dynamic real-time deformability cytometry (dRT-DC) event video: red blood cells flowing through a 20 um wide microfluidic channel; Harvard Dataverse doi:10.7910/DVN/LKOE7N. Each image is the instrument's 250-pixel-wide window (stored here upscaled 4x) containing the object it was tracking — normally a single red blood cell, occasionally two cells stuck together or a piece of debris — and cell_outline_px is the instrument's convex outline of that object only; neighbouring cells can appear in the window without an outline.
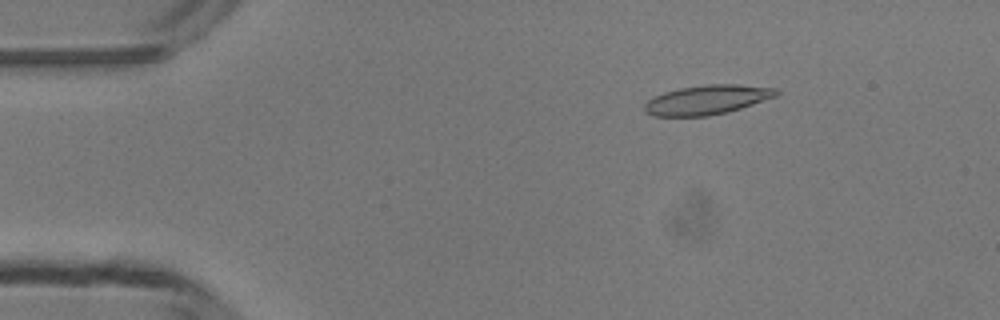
{"species": "common noctule bat (a hibernating species)", "species_latin": "Nyctalus noctula", "temperature_condition": "room temperature", "stored_images_in_passage": 50, "camera_frame_rate_fps": 3000, "um_per_image_px": 0.085, "animal": {"sex": "male", "body_mass_g": 13.3}, "frame": {"image": 1, "passage_image": 8, "time_ms": 2.333, "image_size_px": [1000, 320], "cell_outline_px": [[780, 92], [776, 96], [728, 112], [708, 116], [652, 116], [644, 112], [644, 104], [652, 96], [664, 92], [680, 88], [704, 84], [736, 84], [776, 88]], "centroid_in_image_um": [60.06, 8.48], "position_along_channel_um": 24.9, "area_um2": 22.66}}
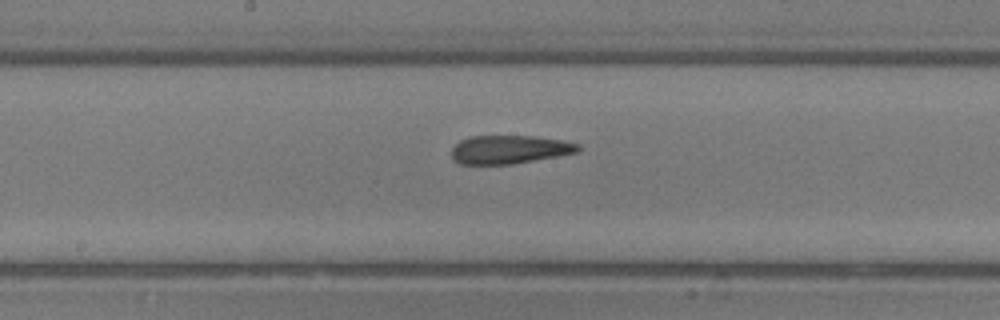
{"frame": {"image": 2, "passage_image": 26, "time_ms": 8.333, "image_size_px": [1000, 320], "cell_outline_px": [[580, 148], [576, 152], [556, 156], [512, 164], [460, 164], [452, 160], [452, 148], [460, 140], [468, 136], [532, 136], [564, 140], [580, 144]], "centroid_in_image_um": [43.27, 12.7], "position_along_channel_um": 204.9, "area_um2": 20.92}}
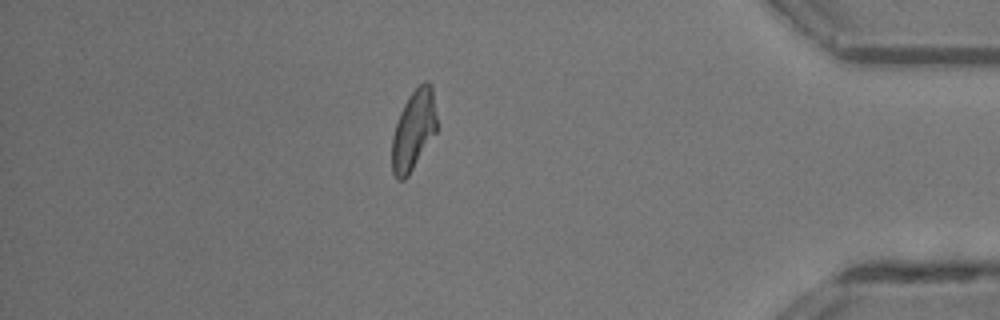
{"frame": {"image": 3, "passage_image": 43, "time_ms": 14.0, "image_size_px": [1000, 320], "cell_outline_px": [[436, 132], [408, 176], [404, 180], [396, 180], [392, 172], [392, 136], [400, 112], [408, 96], [424, 80], [428, 80], [432, 84], [436, 116]], "centroid_in_image_um": [35.14, 11.06], "position_along_channel_um": 400.1, "area_um2": 20.87}, "authors_computed_cell_mechanics": {"area_um2": 21.6172, "velocity_mm_per_s": 4.1684, "shape_relaxation_time_tau1_ms": 8.4499, "shape_relaxation_time_tau2_ms": 2.5947, "deformation_change_tau1": 0.2453, "deformation_change_tau2": 0.1198}}